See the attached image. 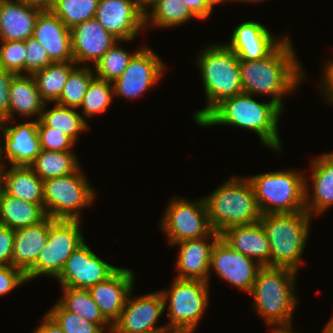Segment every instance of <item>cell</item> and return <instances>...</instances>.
Listing matches in <instances>:
<instances>
[{"mask_svg":"<svg viewBox=\"0 0 333 333\" xmlns=\"http://www.w3.org/2000/svg\"><path fill=\"white\" fill-rule=\"evenodd\" d=\"M43 317L40 326H38L33 333H64L61 326L48 312Z\"/></svg>","mask_w":333,"mask_h":333,"instance_id":"c3c4849f","label":"cell"},{"mask_svg":"<svg viewBox=\"0 0 333 333\" xmlns=\"http://www.w3.org/2000/svg\"><path fill=\"white\" fill-rule=\"evenodd\" d=\"M95 18L120 41H132L145 27L137 0H99Z\"/></svg>","mask_w":333,"mask_h":333,"instance_id":"2e32d148","label":"cell"},{"mask_svg":"<svg viewBox=\"0 0 333 333\" xmlns=\"http://www.w3.org/2000/svg\"><path fill=\"white\" fill-rule=\"evenodd\" d=\"M55 220L47 216L36 225L14 230L13 267L25 273L36 262L48 240L49 227Z\"/></svg>","mask_w":333,"mask_h":333,"instance_id":"484cf974","label":"cell"},{"mask_svg":"<svg viewBox=\"0 0 333 333\" xmlns=\"http://www.w3.org/2000/svg\"><path fill=\"white\" fill-rule=\"evenodd\" d=\"M128 295L125 306L119 318L112 326L123 333H167L169 330L164 325L156 324L165 311L164 298L160 291L144 294L138 297Z\"/></svg>","mask_w":333,"mask_h":333,"instance_id":"4fadbf2b","label":"cell"},{"mask_svg":"<svg viewBox=\"0 0 333 333\" xmlns=\"http://www.w3.org/2000/svg\"><path fill=\"white\" fill-rule=\"evenodd\" d=\"M4 169L0 184L2 189L13 197L31 203H43V180L30 166L10 165Z\"/></svg>","mask_w":333,"mask_h":333,"instance_id":"83f0119b","label":"cell"},{"mask_svg":"<svg viewBox=\"0 0 333 333\" xmlns=\"http://www.w3.org/2000/svg\"><path fill=\"white\" fill-rule=\"evenodd\" d=\"M134 277L131 269L119 267L106 280L89 289L101 313L111 324L119 318L125 306L133 289Z\"/></svg>","mask_w":333,"mask_h":333,"instance_id":"ffe728a7","label":"cell"},{"mask_svg":"<svg viewBox=\"0 0 333 333\" xmlns=\"http://www.w3.org/2000/svg\"><path fill=\"white\" fill-rule=\"evenodd\" d=\"M99 0H54L51 10L71 29L74 25L95 18Z\"/></svg>","mask_w":333,"mask_h":333,"instance_id":"e575fe53","label":"cell"},{"mask_svg":"<svg viewBox=\"0 0 333 333\" xmlns=\"http://www.w3.org/2000/svg\"><path fill=\"white\" fill-rule=\"evenodd\" d=\"M261 267L257 261L233 249L220 237L212 249L209 273L212 269L232 287L249 293Z\"/></svg>","mask_w":333,"mask_h":333,"instance_id":"5bb4252c","label":"cell"},{"mask_svg":"<svg viewBox=\"0 0 333 333\" xmlns=\"http://www.w3.org/2000/svg\"><path fill=\"white\" fill-rule=\"evenodd\" d=\"M16 75L11 71L0 69V122L9 120V91Z\"/></svg>","mask_w":333,"mask_h":333,"instance_id":"ee69618b","label":"cell"},{"mask_svg":"<svg viewBox=\"0 0 333 333\" xmlns=\"http://www.w3.org/2000/svg\"><path fill=\"white\" fill-rule=\"evenodd\" d=\"M32 37L42 44L52 62H74L70 29L51 9L40 12Z\"/></svg>","mask_w":333,"mask_h":333,"instance_id":"7402d4cb","label":"cell"},{"mask_svg":"<svg viewBox=\"0 0 333 333\" xmlns=\"http://www.w3.org/2000/svg\"><path fill=\"white\" fill-rule=\"evenodd\" d=\"M282 112L273 101L261 103L242 92L223 100L198 125H231L251 130L258 134L263 145L281 152L278 124Z\"/></svg>","mask_w":333,"mask_h":333,"instance_id":"7a4b0ae2","label":"cell"},{"mask_svg":"<svg viewBox=\"0 0 333 333\" xmlns=\"http://www.w3.org/2000/svg\"><path fill=\"white\" fill-rule=\"evenodd\" d=\"M311 165L313 193L308 192L310 187L305 183V208L313 217L333 205V152L313 158Z\"/></svg>","mask_w":333,"mask_h":333,"instance_id":"cb8c5ba5","label":"cell"},{"mask_svg":"<svg viewBox=\"0 0 333 333\" xmlns=\"http://www.w3.org/2000/svg\"><path fill=\"white\" fill-rule=\"evenodd\" d=\"M159 0H137L140 9L145 13L148 11L147 8L153 6Z\"/></svg>","mask_w":333,"mask_h":333,"instance_id":"f907efd6","label":"cell"},{"mask_svg":"<svg viewBox=\"0 0 333 333\" xmlns=\"http://www.w3.org/2000/svg\"><path fill=\"white\" fill-rule=\"evenodd\" d=\"M75 65V62H53L32 74L45 103L58 101L69 74L76 68Z\"/></svg>","mask_w":333,"mask_h":333,"instance_id":"4dcf8cb0","label":"cell"},{"mask_svg":"<svg viewBox=\"0 0 333 333\" xmlns=\"http://www.w3.org/2000/svg\"><path fill=\"white\" fill-rule=\"evenodd\" d=\"M221 238L241 254L255 259L261 266H270V244L260 221L229 227L221 233Z\"/></svg>","mask_w":333,"mask_h":333,"instance_id":"d4e9b609","label":"cell"},{"mask_svg":"<svg viewBox=\"0 0 333 333\" xmlns=\"http://www.w3.org/2000/svg\"><path fill=\"white\" fill-rule=\"evenodd\" d=\"M197 63L207 99L206 107L193 114L199 124L223 100L243 90L238 56L225 43L208 45L198 55Z\"/></svg>","mask_w":333,"mask_h":333,"instance_id":"277c9868","label":"cell"},{"mask_svg":"<svg viewBox=\"0 0 333 333\" xmlns=\"http://www.w3.org/2000/svg\"><path fill=\"white\" fill-rule=\"evenodd\" d=\"M44 105L45 102L39 94L33 76L17 74L11 82L9 91V120L16 119L14 113L26 118L37 115L36 120H39Z\"/></svg>","mask_w":333,"mask_h":333,"instance_id":"4316f807","label":"cell"},{"mask_svg":"<svg viewBox=\"0 0 333 333\" xmlns=\"http://www.w3.org/2000/svg\"><path fill=\"white\" fill-rule=\"evenodd\" d=\"M293 328H272V333H294ZM292 330V331H291Z\"/></svg>","mask_w":333,"mask_h":333,"instance_id":"db71d44e","label":"cell"},{"mask_svg":"<svg viewBox=\"0 0 333 333\" xmlns=\"http://www.w3.org/2000/svg\"><path fill=\"white\" fill-rule=\"evenodd\" d=\"M95 77L91 67H77L69 74L57 104L78 109L88 90L89 83Z\"/></svg>","mask_w":333,"mask_h":333,"instance_id":"d590c367","label":"cell"},{"mask_svg":"<svg viewBox=\"0 0 333 333\" xmlns=\"http://www.w3.org/2000/svg\"><path fill=\"white\" fill-rule=\"evenodd\" d=\"M73 151L41 150L29 165L41 180H47L74 173L79 167Z\"/></svg>","mask_w":333,"mask_h":333,"instance_id":"f546056e","label":"cell"},{"mask_svg":"<svg viewBox=\"0 0 333 333\" xmlns=\"http://www.w3.org/2000/svg\"><path fill=\"white\" fill-rule=\"evenodd\" d=\"M220 237L221 234L212 231L208 236L200 239L175 243L174 245H177L180 249L176 263L178 271L176 278L200 280L209 283L210 257L212 249Z\"/></svg>","mask_w":333,"mask_h":333,"instance_id":"44dd1931","label":"cell"},{"mask_svg":"<svg viewBox=\"0 0 333 333\" xmlns=\"http://www.w3.org/2000/svg\"><path fill=\"white\" fill-rule=\"evenodd\" d=\"M145 12V26L173 28L196 18L182 0H159ZM152 23V24H151Z\"/></svg>","mask_w":333,"mask_h":333,"instance_id":"d6a6232c","label":"cell"},{"mask_svg":"<svg viewBox=\"0 0 333 333\" xmlns=\"http://www.w3.org/2000/svg\"><path fill=\"white\" fill-rule=\"evenodd\" d=\"M81 166L70 175L43 181L44 211L53 219L80 220L81 210L95 199Z\"/></svg>","mask_w":333,"mask_h":333,"instance_id":"ba28073f","label":"cell"},{"mask_svg":"<svg viewBox=\"0 0 333 333\" xmlns=\"http://www.w3.org/2000/svg\"><path fill=\"white\" fill-rule=\"evenodd\" d=\"M322 333H333V316L331 317L329 322H327Z\"/></svg>","mask_w":333,"mask_h":333,"instance_id":"f5cc1de1","label":"cell"},{"mask_svg":"<svg viewBox=\"0 0 333 333\" xmlns=\"http://www.w3.org/2000/svg\"><path fill=\"white\" fill-rule=\"evenodd\" d=\"M288 36L265 58L239 60L242 90L251 95L265 94L282 110L283 96L291 94L305 80L302 66L296 58Z\"/></svg>","mask_w":333,"mask_h":333,"instance_id":"6da1fadb","label":"cell"},{"mask_svg":"<svg viewBox=\"0 0 333 333\" xmlns=\"http://www.w3.org/2000/svg\"><path fill=\"white\" fill-rule=\"evenodd\" d=\"M261 23L245 21L233 30L231 39L225 43L242 61H253L268 56L285 38L273 37Z\"/></svg>","mask_w":333,"mask_h":333,"instance_id":"d6986e66","label":"cell"},{"mask_svg":"<svg viewBox=\"0 0 333 333\" xmlns=\"http://www.w3.org/2000/svg\"><path fill=\"white\" fill-rule=\"evenodd\" d=\"M64 292L58 301L67 311L101 326L103 329L112 327V324L103 316L89 289L61 287Z\"/></svg>","mask_w":333,"mask_h":333,"instance_id":"1f68e13d","label":"cell"},{"mask_svg":"<svg viewBox=\"0 0 333 333\" xmlns=\"http://www.w3.org/2000/svg\"><path fill=\"white\" fill-rule=\"evenodd\" d=\"M165 68L161 58L153 49L143 47L113 82L114 95L131 100L140 97L161 79Z\"/></svg>","mask_w":333,"mask_h":333,"instance_id":"7c38bea8","label":"cell"},{"mask_svg":"<svg viewBox=\"0 0 333 333\" xmlns=\"http://www.w3.org/2000/svg\"><path fill=\"white\" fill-rule=\"evenodd\" d=\"M48 103H45L40 119L49 127L63 131L75 142L81 132L88 130L89 126L82 115L70 108L60 104H55L54 108L46 109Z\"/></svg>","mask_w":333,"mask_h":333,"instance_id":"836d02e7","label":"cell"},{"mask_svg":"<svg viewBox=\"0 0 333 333\" xmlns=\"http://www.w3.org/2000/svg\"><path fill=\"white\" fill-rule=\"evenodd\" d=\"M109 333H123L120 331H117L113 326L111 328H109Z\"/></svg>","mask_w":333,"mask_h":333,"instance_id":"6f0895ef","label":"cell"},{"mask_svg":"<svg viewBox=\"0 0 333 333\" xmlns=\"http://www.w3.org/2000/svg\"><path fill=\"white\" fill-rule=\"evenodd\" d=\"M80 220L56 219L49 227L48 240L36 262L25 272L27 282L39 276L57 278L67 259L85 241Z\"/></svg>","mask_w":333,"mask_h":333,"instance_id":"30bf717a","label":"cell"},{"mask_svg":"<svg viewBox=\"0 0 333 333\" xmlns=\"http://www.w3.org/2000/svg\"><path fill=\"white\" fill-rule=\"evenodd\" d=\"M297 272L285 267L262 266L257 273L250 295L263 320L272 328H290L298 303L295 295Z\"/></svg>","mask_w":333,"mask_h":333,"instance_id":"3957f363","label":"cell"},{"mask_svg":"<svg viewBox=\"0 0 333 333\" xmlns=\"http://www.w3.org/2000/svg\"><path fill=\"white\" fill-rule=\"evenodd\" d=\"M114 95L113 82L94 77L89 83L88 90L79 108L82 109V117H93L105 112L110 106Z\"/></svg>","mask_w":333,"mask_h":333,"instance_id":"8d00e7d4","label":"cell"},{"mask_svg":"<svg viewBox=\"0 0 333 333\" xmlns=\"http://www.w3.org/2000/svg\"><path fill=\"white\" fill-rule=\"evenodd\" d=\"M41 150L74 151L75 141L58 129L47 126L41 119L37 120Z\"/></svg>","mask_w":333,"mask_h":333,"instance_id":"60d3db41","label":"cell"},{"mask_svg":"<svg viewBox=\"0 0 333 333\" xmlns=\"http://www.w3.org/2000/svg\"><path fill=\"white\" fill-rule=\"evenodd\" d=\"M48 313L61 326L64 333H105L101 326L67 311L59 302Z\"/></svg>","mask_w":333,"mask_h":333,"instance_id":"f35d334b","label":"cell"},{"mask_svg":"<svg viewBox=\"0 0 333 333\" xmlns=\"http://www.w3.org/2000/svg\"><path fill=\"white\" fill-rule=\"evenodd\" d=\"M196 19H207L212 14L213 5L209 0H182Z\"/></svg>","mask_w":333,"mask_h":333,"instance_id":"bcb514c9","label":"cell"},{"mask_svg":"<svg viewBox=\"0 0 333 333\" xmlns=\"http://www.w3.org/2000/svg\"><path fill=\"white\" fill-rule=\"evenodd\" d=\"M226 1H232V0H209V2L213 5V6H215V5H218V4H221V3H224V2H226Z\"/></svg>","mask_w":333,"mask_h":333,"instance_id":"11a10c76","label":"cell"},{"mask_svg":"<svg viewBox=\"0 0 333 333\" xmlns=\"http://www.w3.org/2000/svg\"><path fill=\"white\" fill-rule=\"evenodd\" d=\"M70 32L73 59L77 66L91 61L95 65L109 48L121 42L107 32L96 18L74 25Z\"/></svg>","mask_w":333,"mask_h":333,"instance_id":"ac0fdd59","label":"cell"},{"mask_svg":"<svg viewBox=\"0 0 333 333\" xmlns=\"http://www.w3.org/2000/svg\"><path fill=\"white\" fill-rule=\"evenodd\" d=\"M208 282L175 278L170 289L160 290L168 304L169 331L194 332L209 300Z\"/></svg>","mask_w":333,"mask_h":333,"instance_id":"9c48e42d","label":"cell"},{"mask_svg":"<svg viewBox=\"0 0 333 333\" xmlns=\"http://www.w3.org/2000/svg\"><path fill=\"white\" fill-rule=\"evenodd\" d=\"M14 229L0 225V265L12 266Z\"/></svg>","mask_w":333,"mask_h":333,"instance_id":"f6af8a7d","label":"cell"},{"mask_svg":"<svg viewBox=\"0 0 333 333\" xmlns=\"http://www.w3.org/2000/svg\"><path fill=\"white\" fill-rule=\"evenodd\" d=\"M26 57L24 60V73L32 75L38 70H41L53 62L47 55L46 50L41 43L34 37H29L25 41Z\"/></svg>","mask_w":333,"mask_h":333,"instance_id":"b9f144b4","label":"cell"},{"mask_svg":"<svg viewBox=\"0 0 333 333\" xmlns=\"http://www.w3.org/2000/svg\"><path fill=\"white\" fill-rule=\"evenodd\" d=\"M117 269L99 258L84 242L67 259L63 271L56 279L61 287L90 289L106 280Z\"/></svg>","mask_w":333,"mask_h":333,"instance_id":"9a60e30c","label":"cell"},{"mask_svg":"<svg viewBox=\"0 0 333 333\" xmlns=\"http://www.w3.org/2000/svg\"><path fill=\"white\" fill-rule=\"evenodd\" d=\"M311 219L306 210L262 214L260 222L270 244V267H285L298 272Z\"/></svg>","mask_w":333,"mask_h":333,"instance_id":"8992f818","label":"cell"},{"mask_svg":"<svg viewBox=\"0 0 333 333\" xmlns=\"http://www.w3.org/2000/svg\"><path fill=\"white\" fill-rule=\"evenodd\" d=\"M204 200L211 228L219 234L235 225L256 223L262 216L248 178L230 177Z\"/></svg>","mask_w":333,"mask_h":333,"instance_id":"5b68a950","label":"cell"},{"mask_svg":"<svg viewBox=\"0 0 333 333\" xmlns=\"http://www.w3.org/2000/svg\"><path fill=\"white\" fill-rule=\"evenodd\" d=\"M0 131H1V129H0ZM1 134H0V178H1V174H2V172H3V170L6 168V164L4 163V160H3V158H2V142L3 141H1Z\"/></svg>","mask_w":333,"mask_h":333,"instance_id":"816d5d0a","label":"cell"},{"mask_svg":"<svg viewBox=\"0 0 333 333\" xmlns=\"http://www.w3.org/2000/svg\"><path fill=\"white\" fill-rule=\"evenodd\" d=\"M117 42L93 66L95 77L109 82H114L127 68L132 57L138 52L129 53L118 46Z\"/></svg>","mask_w":333,"mask_h":333,"instance_id":"74e56055","label":"cell"},{"mask_svg":"<svg viewBox=\"0 0 333 333\" xmlns=\"http://www.w3.org/2000/svg\"><path fill=\"white\" fill-rule=\"evenodd\" d=\"M26 283L25 273L16 267L0 265V296L10 293L19 285Z\"/></svg>","mask_w":333,"mask_h":333,"instance_id":"7bdbcfd3","label":"cell"},{"mask_svg":"<svg viewBox=\"0 0 333 333\" xmlns=\"http://www.w3.org/2000/svg\"><path fill=\"white\" fill-rule=\"evenodd\" d=\"M262 214L295 213L305 208L304 174L290 169L247 177Z\"/></svg>","mask_w":333,"mask_h":333,"instance_id":"52a82bcc","label":"cell"},{"mask_svg":"<svg viewBox=\"0 0 333 333\" xmlns=\"http://www.w3.org/2000/svg\"><path fill=\"white\" fill-rule=\"evenodd\" d=\"M232 1H240L243 3H248V2H252V3H258V2H264L265 0H232Z\"/></svg>","mask_w":333,"mask_h":333,"instance_id":"9f6ffc18","label":"cell"},{"mask_svg":"<svg viewBox=\"0 0 333 333\" xmlns=\"http://www.w3.org/2000/svg\"><path fill=\"white\" fill-rule=\"evenodd\" d=\"M174 198L168 203L161 219V229L169 245L208 236L211 228L204 198L193 202Z\"/></svg>","mask_w":333,"mask_h":333,"instance_id":"8fae6325","label":"cell"},{"mask_svg":"<svg viewBox=\"0 0 333 333\" xmlns=\"http://www.w3.org/2000/svg\"><path fill=\"white\" fill-rule=\"evenodd\" d=\"M327 63L324 65V76H323V81H322V94L324 95L325 99L327 100V103L331 102L333 104V60H328Z\"/></svg>","mask_w":333,"mask_h":333,"instance_id":"7dc6e473","label":"cell"},{"mask_svg":"<svg viewBox=\"0 0 333 333\" xmlns=\"http://www.w3.org/2000/svg\"><path fill=\"white\" fill-rule=\"evenodd\" d=\"M47 217L44 203H31L8 195L3 189L0 193V225L11 229L32 226Z\"/></svg>","mask_w":333,"mask_h":333,"instance_id":"f1b7e54d","label":"cell"},{"mask_svg":"<svg viewBox=\"0 0 333 333\" xmlns=\"http://www.w3.org/2000/svg\"><path fill=\"white\" fill-rule=\"evenodd\" d=\"M25 41H0V69L24 74Z\"/></svg>","mask_w":333,"mask_h":333,"instance_id":"ab89813d","label":"cell"},{"mask_svg":"<svg viewBox=\"0 0 333 333\" xmlns=\"http://www.w3.org/2000/svg\"><path fill=\"white\" fill-rule=\"evenodd\" d=\"M26 4L34 5L40 7L41 9H51L54 0H18Z\"/></svg>","mask_w":333,"mask_h":333,"instance_id":"681fc988","label":"cell"},{"mask_svg":"<svg viewBox=\"0 0 333 333\" xmlns=\"http://www.w3.org/2000/svg\"><path fill=\"white\" fill-rule=\"evenodd\" d=\"M42 10L18 0H1L0 41H26L32 37Z\"/></svg>","mask_w":333,"mask_h":333,"instance_id":"603a6c76","label":"cell"},{"mask_svg":"<svg viewBox=\"0 0 333 333\" xmlns=\"http://www.w3.org/2000/svg\"><path fill=\"white\" fill-rule=\"evenodd\" d=\"M167 333H193V332H189V331H169Z\"/></svg>","mask_w":333,"mask_h":333,"instance_id":"680465c9","label":"cell"},{"mask_svg":"<svg viewBox=\"0 0 333 333\" xmlns=\"http://www.w3.org/2000/svg\"><path fill=\"white\" fill-rule=\"evenodd\" d=\"M16 120H3L0 122L2 137L4 136L2 154H6L5 157L2 155V158L7 159L10 165L29 166L41 152L37 120H30L15 125ZM6 125L12 126L8 127Z\"/></svg>","mask_w":333,"mask_h":333,"instance_id":"e0dca14e","label":"cell"}]
</instances>
